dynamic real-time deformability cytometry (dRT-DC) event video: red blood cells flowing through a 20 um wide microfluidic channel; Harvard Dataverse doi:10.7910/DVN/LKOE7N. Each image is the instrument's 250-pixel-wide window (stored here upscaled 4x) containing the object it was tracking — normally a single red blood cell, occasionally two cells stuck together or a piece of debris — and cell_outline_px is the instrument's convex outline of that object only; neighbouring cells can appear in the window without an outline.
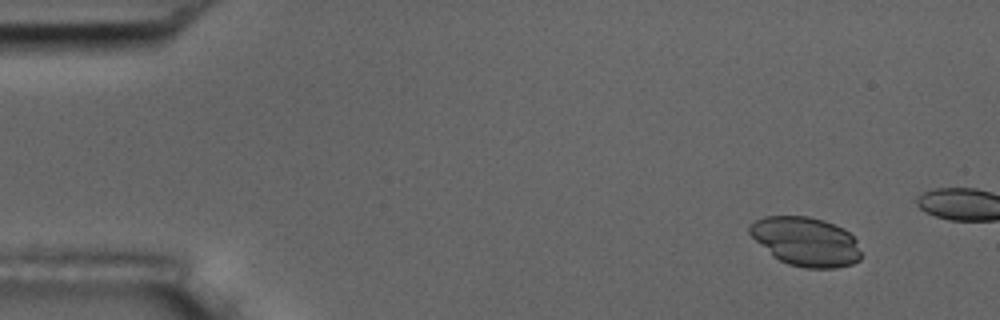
{"species": "common noctule bat (a hibernating species)", "species_latin": "Nyctalus noctula", "temperature_condition": "room temperature", "stored_images_in_passage": 4, "camera_frame_rate_fps": 3000, "um_per_image_px": 0.085, "animal": {"sex": "male", "body_mass_g": 17.5, "forearm_length_mm": 52.3}, "frame": {"image": 1, "passage_image": 1, "time_ms": 0.0, "image_size_px": [1000, 320], "cell_outline_px": [[864, 256], [860, 260], [852, 264], [836, 268], [804, 268], [788, 264], [780, 260], [756, 240], [748, 232], [748, 228], [756, 220], [764, 216], [808, 216], [824, 220], [844, 228], [856, 240]], "centroid_in_image_um": [68.55, 20.53], "position_along_channel_um": 16.4, "area_um2": 31.79}}